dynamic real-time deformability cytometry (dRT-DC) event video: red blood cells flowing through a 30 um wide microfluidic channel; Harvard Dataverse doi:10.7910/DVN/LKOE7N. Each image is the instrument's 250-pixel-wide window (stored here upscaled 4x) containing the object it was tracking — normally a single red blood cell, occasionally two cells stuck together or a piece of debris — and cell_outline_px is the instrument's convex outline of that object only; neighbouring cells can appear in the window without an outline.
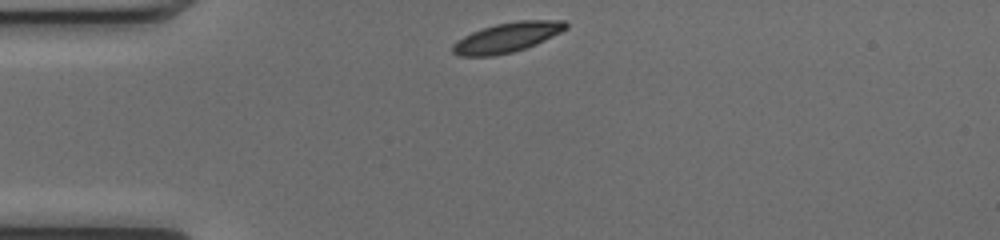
{"species": "common noctule bat (a hibernating species)", "species_latin": "Nyctalus noctula", "temperature_condition": "cold", "stored_images_in_passage": 40, "camera_frame_rate_fps": 3000, "um_per_image_px": 0.085, "animal": {"sex": "female", "body_mass_g": 17.0, "forearm_length_mm": 48.0}, "frame": {"image": 1, "passage_image": 1, "time_ms": 0.0, "image_size_px": [1000, 240], "cell_outline_px": [[568, 28], [536, 44], [512, 52], [492, 56], [460, 56], [452, 52], [452, 44], [464, 36], [472, 32], [496, 24], [520, 20], [564, 20], [568, 24]], "centroid_in_image_um": [43.11, 3.18], "position_along_channel_um": 41.9, "area_um2": 19.42}}
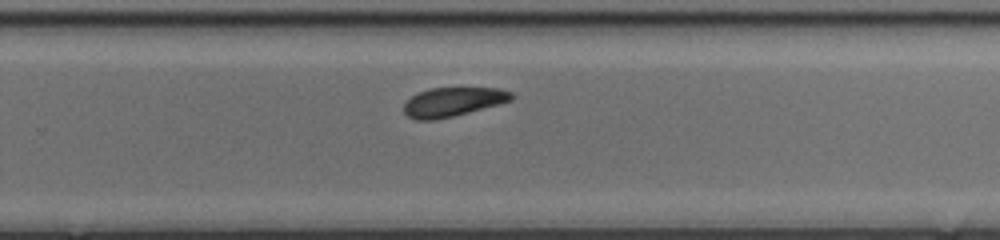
{"frame": {"image": 2, "passage_image": 22, "time_ms": 7.0, "image_size_px": [1000, 240], "cell_outline_px": [[512, 100], [500, 104], [436, 120], [416, 120], [408, 116], [404, 112], [404, 104], [416, 92], [428, 88], [500, 88], [512, 92]], "centroid_in_image_um": [38.48, 8.65], "position_along_channel_um": 291.3, "area_um2": 18.21}}
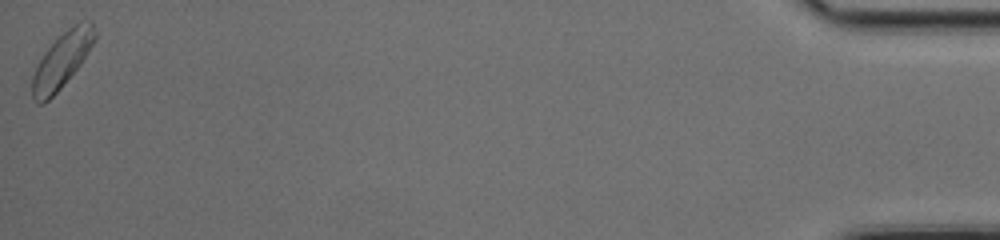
{"frame": {"image": 3, "passage_image": 40, "time_ms": 13.0, "image_size_px": [1000, 240], "cell_outline_px": [[96, 36], [92, 44], [80, 64], [60, 88], [44, 104], [36, 104], [32, 100], [32, 76], [36, 64], [44, 52], [68, 28], [80, 20], [92, 20], [96, 32]], "centroid_in_image_um": [5.24, 5.12], "position_along_channel_um": 430.0, "area_um2": 20.0}, "authors_computed_cell_mechanics": {"area_um2": 19.3919, "velocity_mm_per_s": 3.9675, "shape_relaxation_time_tau1_ms": 5.6168, "shape_relaxation_time_tau2_ms": null, "deformation_change_tau1": 0.135, "deformation_change_tau2": null}}